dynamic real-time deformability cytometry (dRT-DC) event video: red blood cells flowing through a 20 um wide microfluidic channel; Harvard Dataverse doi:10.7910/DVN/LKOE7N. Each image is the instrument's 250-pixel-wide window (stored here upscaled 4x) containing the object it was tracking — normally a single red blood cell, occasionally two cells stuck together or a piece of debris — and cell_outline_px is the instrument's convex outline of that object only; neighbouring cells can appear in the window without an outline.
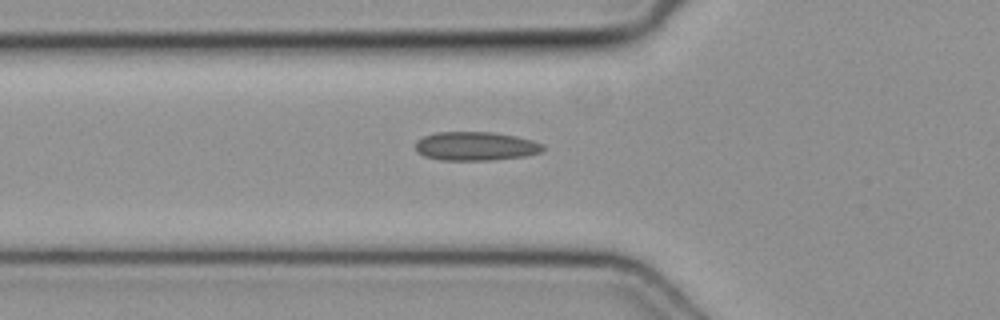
{"species": "common noctule bat (a hibernating species)", "species_latin": "Nyctalus noctula", "temperature_condition": "cold", "stored_images_in_passage": 31, "camera_frame_rate_fps": 3000, "um_per_image_px": 0.085, "animal": {"sex": "female", "body_mass_g": 19.3, "forearm_length_mm": 54.1}, "frame": {"image": 1, "passage_image": 2, "time_ms": 0.333, "image_size_px": [1000, 320], "cell_outline_px": [[544, 148], [540, 152], [524, 156], [492, 160], [440, 160], [424, 156], [416, 152], [416, 140], [424, 136], [436, 132], [492, 132], [516, 136], [532, 140], [544, 144]], "centroid_in_image_um": [40.41, 12.42], "position_along_channel_um": 85.4, "area_um2": 21.44}}
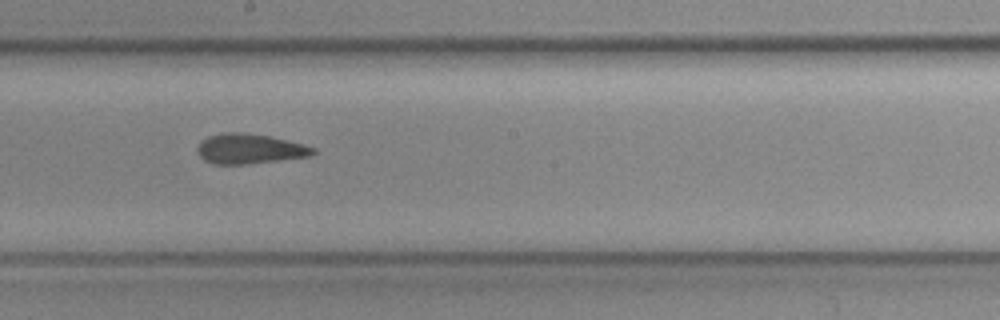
{"frame": {"image": 2, "passage_image": 12, "time_ms": 3.667, "image_size_px": [1000, 320], "cell_outline_px": [[316, 152], [308, 156], [280, 160], [248, 164], [216, 164], [204, 160], [200, 156], [196, 148], [200, 140], [208, 136], [224, 132], [244, 132], [268, 136], [304, 144], [316, 148]], "centroid_in_image_um": [21.19, 12.64], "position_along_channel_um": 227.0, "area_um2": 20.23}}
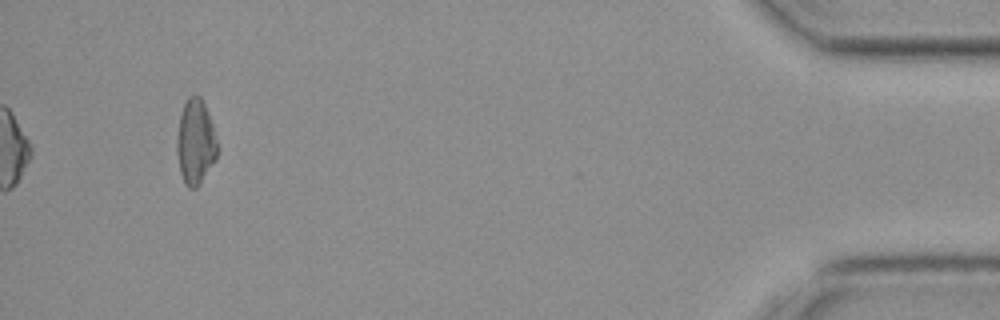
{"frame": {"image": 3, "passage_image": 31, "time_ms": 10.0, "image_size_px": [1000, 320], "cell_outline_px": [[216, 160], [200, 184], [196, 188], [188, 188], [184, 184], [180, 172], [176, 152], [176, 140], [180, 116], [184, 104], [188, 96], [200, 96], [208, 112], [212, 124], [216, 140]], "centroid_in_image_um": [16.59, 12.11], "position_along_channel_um": 418.6, "area_um2": 20.0}}